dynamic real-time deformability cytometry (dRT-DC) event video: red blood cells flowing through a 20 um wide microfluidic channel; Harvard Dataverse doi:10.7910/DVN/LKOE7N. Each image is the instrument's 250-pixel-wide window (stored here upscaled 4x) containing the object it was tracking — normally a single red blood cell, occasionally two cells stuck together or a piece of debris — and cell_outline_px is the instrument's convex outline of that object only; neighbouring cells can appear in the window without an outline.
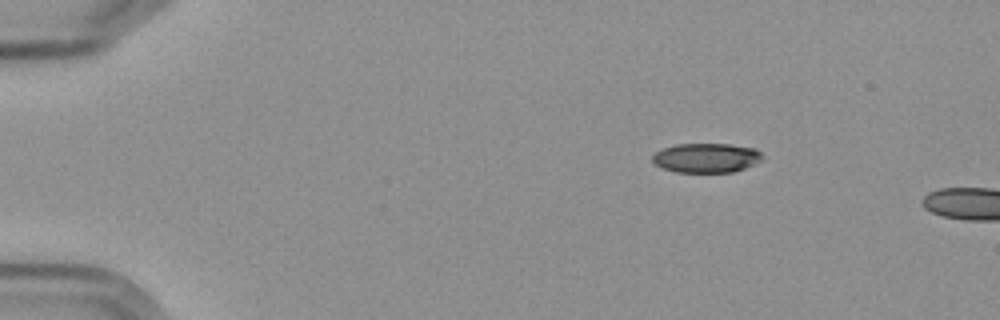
{"species": "Egyptian fruit bat (a non-hibernating species)", "species_latin": "Rousettus aegyptiacus", "temperature_condition": "cold", "stored_images_in_passage": 5, "camera_frame_rate_fps": 3000, "um_per_image_px": 0.085, "frame": {"image": 1, "passage_image": 2, "time_ms": 1.0, "image_size_px": [1000, 320], "cell_outline_px": [[764, 160], [744, 168], [732, 172], [676, 172], [660, 168], [652, 160], [652, 156], [656, 152], [664, 148], [676, 144], [728, 144], [756, 148], [764, 156]], "centroid_in_image_um": [60.06, 13.42], "position_along_channel_um": 24.9, "area_um2": 18.96}}